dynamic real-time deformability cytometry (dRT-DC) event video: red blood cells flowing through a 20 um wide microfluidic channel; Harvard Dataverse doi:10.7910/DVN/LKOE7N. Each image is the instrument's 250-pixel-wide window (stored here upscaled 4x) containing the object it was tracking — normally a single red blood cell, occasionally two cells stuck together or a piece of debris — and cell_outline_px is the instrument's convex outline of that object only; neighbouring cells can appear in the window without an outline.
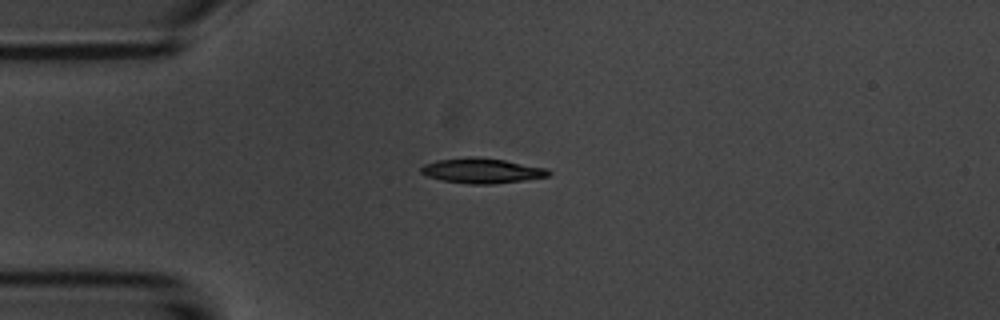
{"species": "common noctule bat (a hibernating species)", "species_latin": "Nyctalus noctula", "temperature_condition": "room temperature", "stored_images_in_passage": 4, "camera_frame_rate_fps": 3000, "um_per_image_px": 0.085, "animal": {"sex": "male", "body_mass_g": 20.1, "forearm_length_mm": 53.5}, "frame": {"image": 1, "passage_image": 3, "time_ms": 2.667, "image_size_px": [1000, 320], "cell_outline_px": [[552, 172], [548, 176], [524, 180], [492, 184], [468, 184], [440, 180], [428, 176], [420, 172], [420, 168], [424, 164], [436, 160], [504, 160], [548, 168]], "centroid_in_image_um": [41.0, 14.56], "position_along_channel_um": 44.0, "area_um2": 17.69}}